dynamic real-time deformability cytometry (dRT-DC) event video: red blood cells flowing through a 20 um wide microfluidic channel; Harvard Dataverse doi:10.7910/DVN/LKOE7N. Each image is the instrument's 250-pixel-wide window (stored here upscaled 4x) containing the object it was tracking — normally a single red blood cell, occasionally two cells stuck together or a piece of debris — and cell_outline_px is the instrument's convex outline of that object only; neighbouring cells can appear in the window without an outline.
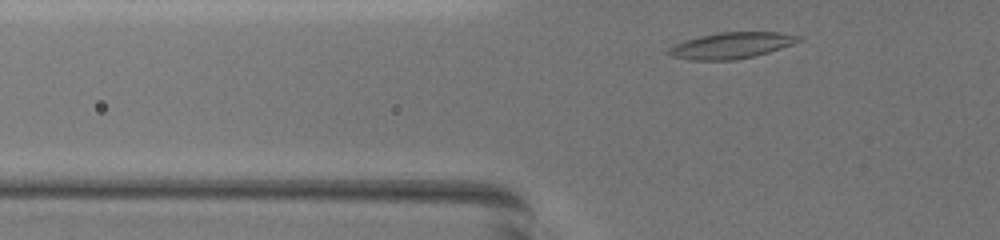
{"species": "common noctule bat (a hibernating species)", "species_latin": "Nyctalus noctula", "temperature_condition": "warm", "stored_images_in_passage": 32, "camera_frame_rate_fps": 3000, "um_per_image_px": 0.085, "animal": {"sex": "female", "body_mass_g": 19.5, "forearm_length_mm": 54.1}, "frame": {"image": 1, "passage_image": 4, "time_ms": 1.0, "image_size_px": [1000, 240], "cell_outline_px": [[804, 40], [756, 56], [736, 60], [692, 60], [668, 56], [664, 52], [668, 48], [676, 44], [700, 36], [720, 32], [780, 32], [800, 36]], "centroid_in_image_um": [62.16, 3.87], "position_along_channel_um": 63.6, "area_um2": 19.88}}
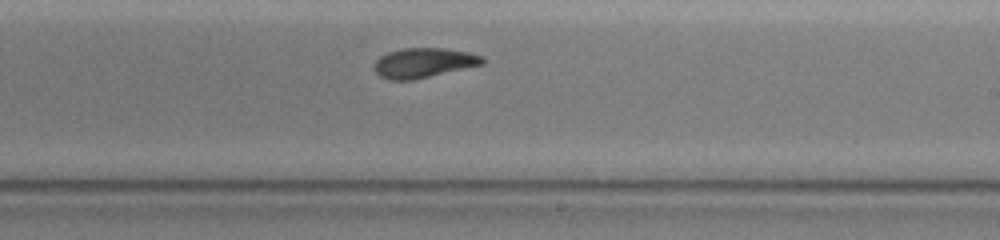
{"frame": {"image": 2, "passage_image": 20, "time_ms": 6.333, "image_size_px": [1000, 240], "cell_outline_px": [[488, 60], [484, 64], [412, 80], [388, 80], [380, 76], [372, 68], [376, 60], [380, 56], [388, 52], [404, 48], [444, 48], [468, 52], [484, 56]], "centroid_in_image_um": [36.02, 5.34], "position_along_channel_um": 253.0, "area_um2": 18.9}}
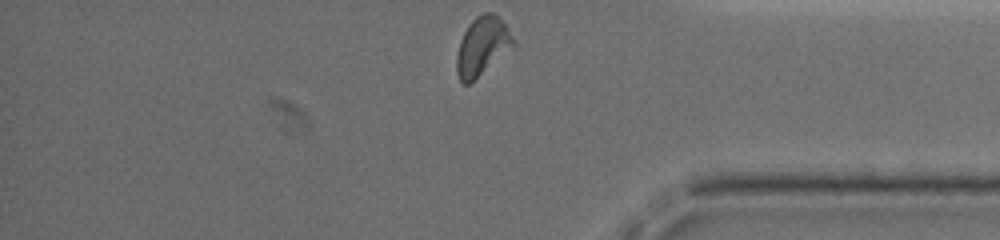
{"frame": {"image": 3, "passage_image": 32, "time_ms": 10.333, "image_size_px": [1000, 240], "cell_outline_px": [[516, 44], [468, 84], [464, 84], [460, 80], [456, 72], [456, 56], [460, 40], [468, 24], [476, 16], [484, 12], [492, 12], [508, 28], [516, 40]], "centroid_in_image_um": [40.97, 3.9], "position_along_channel_um": 394.2, "area_um2": 19.02}, "authors_computed_cell_mechanics": {"area_um2": 18.9295, "velocity_mm_per_s": 3.7757, "shape_relaxation_time_tau1_ms": 3.2098, "shape_relaxation_time_tau2_ms": 3.3524, "deformation_change_tau1": 0.1388, "deformation_change_tau2": 0.0881}}